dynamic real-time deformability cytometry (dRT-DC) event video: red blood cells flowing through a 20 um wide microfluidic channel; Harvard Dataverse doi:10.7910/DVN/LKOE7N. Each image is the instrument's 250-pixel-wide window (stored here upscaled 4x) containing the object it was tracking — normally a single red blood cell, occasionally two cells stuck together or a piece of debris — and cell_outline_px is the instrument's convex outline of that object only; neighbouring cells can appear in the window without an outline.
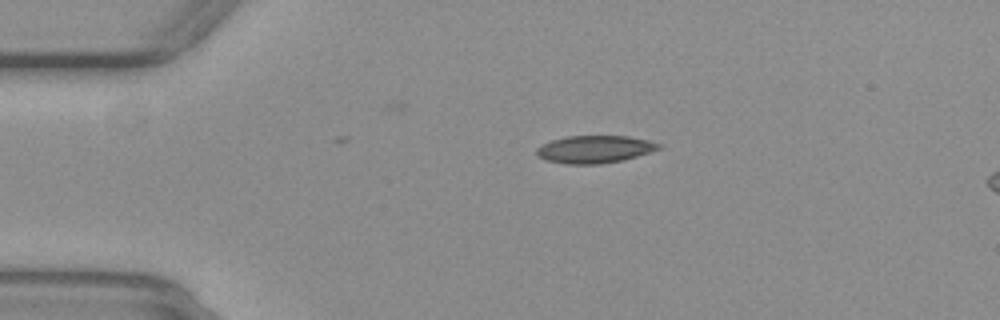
{"species": "common noctule bat (a hibernating species)", "species_latin": "Nyctalus noctula", "temperature_condition": "warm", "stored_images_in_passage": 7, "camera_frame_rate_fps": 3000, "um_per_image_px": 0.085, "animal": {"sex": "female", "body_mass_g": 29.2, "forearm_length_mm": 56.3}, "frame": {"image": 1, "passage_image": 3, "time_ms": 0.667, "image_size_px": [1000, 320], "cell_outline_px": [[664, 148], [636, 156], [620, 160], [600, 164], [568, 164], [544, 160], [536, 156], [536, 148], [552, 140], [568, 136], [628, 136], [648, 140], [664, 144]], "centroid_in_image_um": [50.57, 12.68], "position_along_channel_um": 34.4, "area_um2": 19.65}}